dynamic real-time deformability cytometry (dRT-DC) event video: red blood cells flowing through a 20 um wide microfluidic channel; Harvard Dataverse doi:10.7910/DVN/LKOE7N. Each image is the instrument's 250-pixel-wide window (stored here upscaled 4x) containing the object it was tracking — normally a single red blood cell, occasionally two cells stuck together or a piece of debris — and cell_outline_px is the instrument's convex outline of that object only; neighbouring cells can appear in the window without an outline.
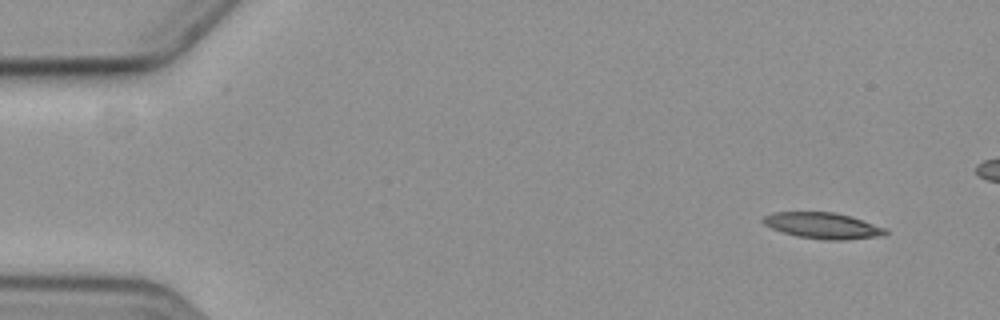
{"species": "common noctule bat (a hibernating species)", "species_latin": "Nyctalus noctula", "temperature_condition": "cold", "stored_images_in_passage": 7, "camera_frame_rate_fps": 3000, "um_per_image_px": 0.085, "animal": {"sex": "female", "body_mass_g": 19.3, "forearm_length_mm": 54.1}, "frame": {"image": 1, "passage_image": 1, "time_ms": 0.0, "image_size_px": [1000, 320], "cell_outline_px": [[888, 232], [884, 236], [848, 240], [824, 240], [796, 236], [772, 228], [764, 224], [760, 220], [764, 216], [772, 212], [832, 212], [852, 216], [888, 228]], "centroid_in_image_um": [70.0, 19.18], "position_along_channel_um": 15.0, "area_um2": 18.9}}
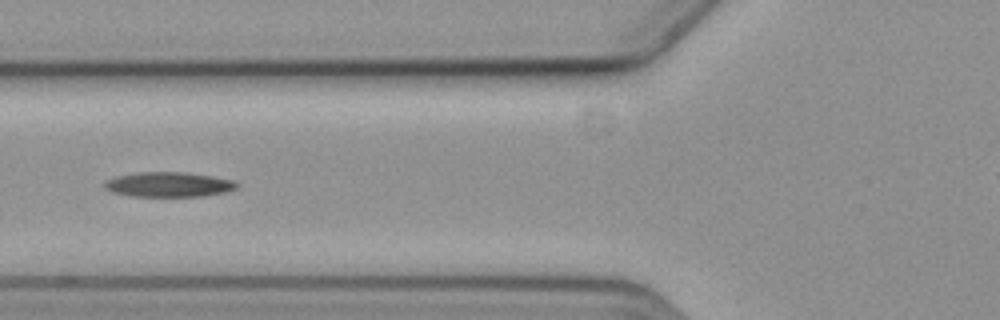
{"frame": {"image": 2, "passage_image": 6, "time_ms": 6.0, "image_size_px": [1000, 320], "cell_outline_px": [[240, 184], [236, 188], [228, 192], [204, 196], [132, 196], [112, 192], [104, 188], [104, 180], [116, 176], [136, 172], [184, 172], [212, 176], [232, 180]], "centroid_in_image_um": [14.33, 15.68], "position_along_channel_um": 111.5, "area_um2": 19.31}}